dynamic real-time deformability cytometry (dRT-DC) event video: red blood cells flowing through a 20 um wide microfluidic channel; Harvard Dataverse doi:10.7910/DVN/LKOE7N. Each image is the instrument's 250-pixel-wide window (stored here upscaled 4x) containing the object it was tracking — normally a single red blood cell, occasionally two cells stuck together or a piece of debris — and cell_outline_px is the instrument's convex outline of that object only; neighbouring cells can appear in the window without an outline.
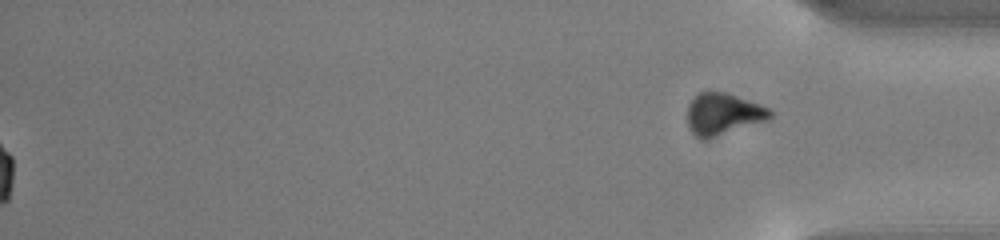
{"species": "common noctule bat (a hibernating species)", "species_latin": "Nyctalus noctula", "temperature_condition": "cold", "stored_images_in_passage": 50, "segment_of_instrument_passage": [2, 2], "camera_frame_rate_fps": 3000, "um_per_image_px": 0.085, "animal": {"sex": "male", "body_mass_g": 13.0, "forearm_length_mm": 53.1}, "frame": {"image": 1, "passage_image": 50, "time_ms": 16.333, "image_size_px": [1000, 240], "cell_outline_px": [[772, 116], [768, 120], [708, 140], [700, 140], [688, 128], [688, 104], [700, 92], [708, 88], [724, 92], [760, 104], [768, 108], [772, 112]], "centroid_in_image_um": [61.44, 9.7], "position_along_channel_um": 373.8, "area_um2": 20.58}}